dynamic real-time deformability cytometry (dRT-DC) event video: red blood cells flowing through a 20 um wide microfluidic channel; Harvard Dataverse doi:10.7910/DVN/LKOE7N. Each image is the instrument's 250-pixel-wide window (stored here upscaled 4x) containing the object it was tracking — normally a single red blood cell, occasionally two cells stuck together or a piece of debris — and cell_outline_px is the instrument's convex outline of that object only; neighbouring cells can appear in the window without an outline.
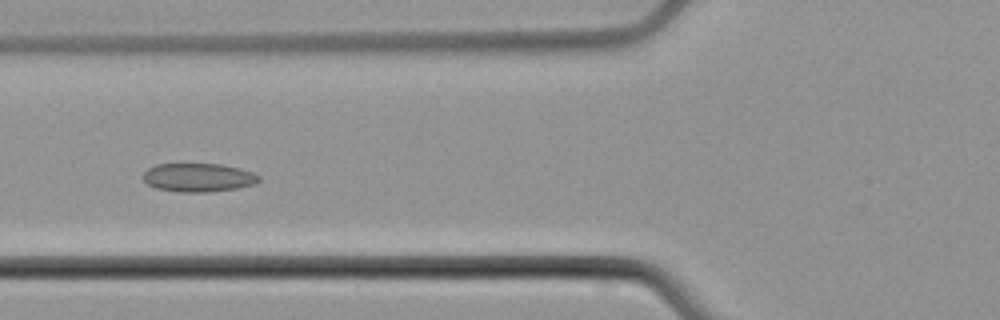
{"species": "common noctule bat (a hibernating species)", "species_latin": "Nyctalus noctula", "temperature_condition": "cold", "stored_images_in_passage": 7, "camera_frame_rate_fps": 3000, "um_per_image_px": 0.085, "animal": {"sex": "male", "body_mass_g": 21.5, "forearm_length_mm": 52.0}, "frame": {"image": 1, "passage_image": 6, "time_ms": 7.0, "image_size_px": [1000, 320], "cell_outline_px": [[260, 180], [256, 184], [236, 188], [208, 192], [180, 192], [156, 188], [148, 184], [144, 180], [144, 172], [148, 168], [156, 164], [220, 164], [240, 168], [252, 172], [260, 176]], "centroid_in_image_um": [16.88, 15.09], "position_along_channel_um": 108.9, "area_um2": 19.25}}
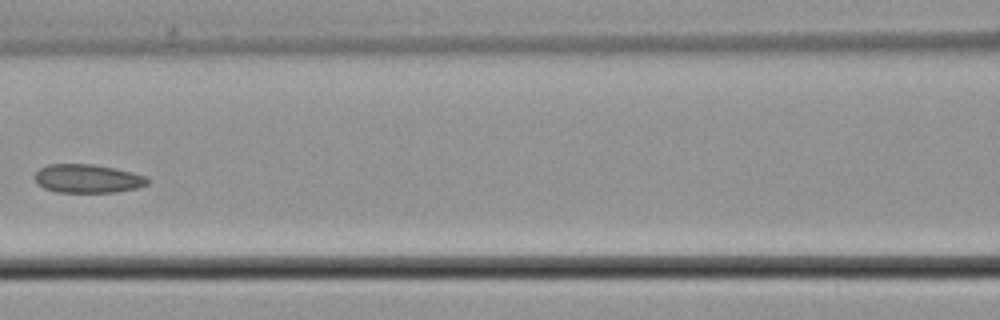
{"frame": {"image": 2, "passage_image": 7, "time_ms": 8.333, "image_size_px": [1000, 320], "cell_outline_px": [[152, 180], [148, 184], [136, 188], [116, 192], [56, 192], [44, 188], [36, 184], [36, 172], [40, 168], [48, 164], [92, 164], [132, 172], [144, 176]], "centroid_in_image_um": [7.45, 15.18], "position_along_channel_um": 159.2, "area_um2": 18.73}}